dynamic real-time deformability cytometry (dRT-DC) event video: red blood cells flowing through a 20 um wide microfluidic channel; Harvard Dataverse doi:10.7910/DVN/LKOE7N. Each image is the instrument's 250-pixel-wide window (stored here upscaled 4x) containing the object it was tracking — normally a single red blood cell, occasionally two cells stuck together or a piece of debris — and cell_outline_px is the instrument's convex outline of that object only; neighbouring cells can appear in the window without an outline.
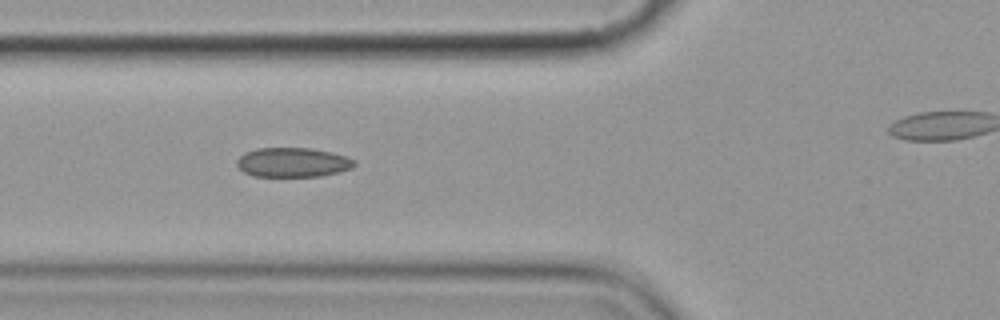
{"species": "common noctule bat (a hibernating species)", "species_latin": "Nyctalus noctula", "temperature_condition": "cold", "stored_images_in_passage": 8, "segment_of_instrument_passage": [1, 2], "camera_frame_rate_fps": 3000, "um_per_image_px": 0.085, "animal": {"sex": "female", "body_mass_g": 19.9}, "frame": {"image": 1, "passage_image": 6, "time_ms": 5.667, "image_size_px": [1000, 320], "cell_outline_px": [[356, 164], [352, 168], [340, 172], [320, 176], [252, 176], [244, 172], [236, 164], [236, 160], [244, 152], [256, 148], [312, 148], [332, 152], [356, 160]], "centroid_in_image_um": [24.89, 13.79], "position_along_channel_um": 100.9, "area_um2": 20.29}}
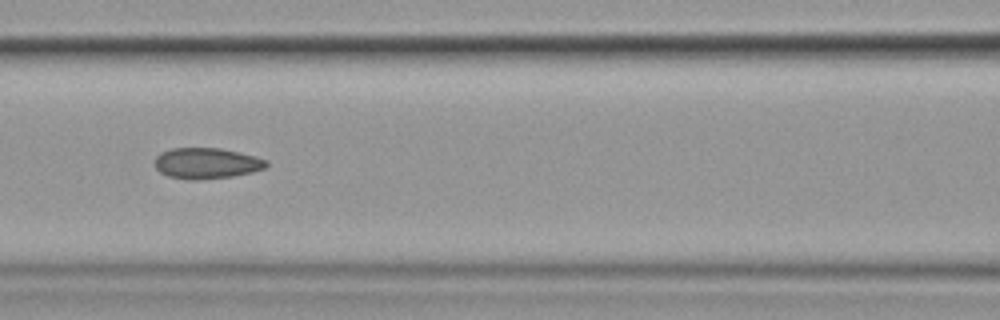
{"frame": {"image": 2, "passage_image": 7, "time_ms": 7.0, "image_size_px": [1000, 320], "cell_outline_px": [[268, 164], [264, 168], [252, 172], [232, 176], [196, 180], [188, 180], [168, 176], [160, 172], [156, 168], [156, 156], [160, 152], [172, 148], [220, 148], [240, 152], [256, 156], [268, 160]], "centroid_in_image_um": [17.56, 13.87], "position_along_channel_um": 149.0, "area_um2": 20.11}}